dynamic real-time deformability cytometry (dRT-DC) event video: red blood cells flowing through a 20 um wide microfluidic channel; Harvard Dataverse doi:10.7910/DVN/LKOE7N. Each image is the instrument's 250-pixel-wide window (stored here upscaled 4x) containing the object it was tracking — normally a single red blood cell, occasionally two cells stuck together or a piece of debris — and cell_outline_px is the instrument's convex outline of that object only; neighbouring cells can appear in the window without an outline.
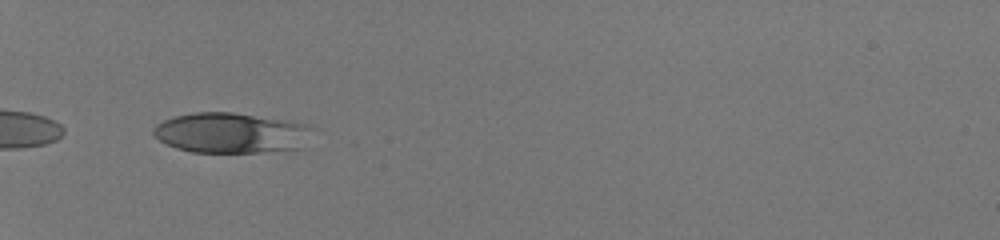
{"species": "human", "species_latin": "Homo sapiens", "temperature_condition": "room temperature", "stored_images_in_passage": 23, "camera_frame_rate_fps": 3000, "um_per_image_px": 0.085, "donor": {"sex": "male"}, "frame": {"image": 1, "passage_image": 1, "time_ms": 0.0, "image_size_px": [1000, 240], "cell_outline_px": [[316, 128], [300, 148], [256, 152], [192, 152], [176, 148], [160, 140], [152, 132], [152, 128], [156, 124], [172, 116], [192, 112], [232, 112], [292, 120], [308, 124]], "centroid_in_image_um": [19.66, 11.27], "position_along_channel_um": 65.3, "area_um2": 37.74}}
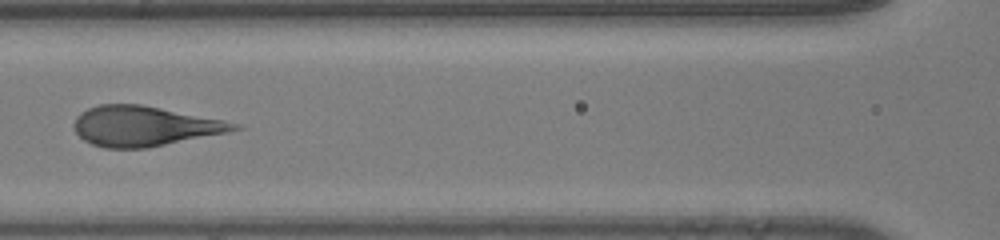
{"frame": {"image": 2, "passage_image": 9, "time_ms": 2.667, "image_size_px": [1000, 240], "cell_outline_px": [[244, 128], [228, 132], [148, 148], [104, 148], [92, 144], [84, 140], [76, 132], [72, 124], [76, 116], [80, 112], [88, 108], [100, 104], [140, 104], [224, 120], [240, 124]], "centroid_in_image_um": [12.25, 10.72], "position_along_channel_um": 154.3, "area_um2": 37.34}}
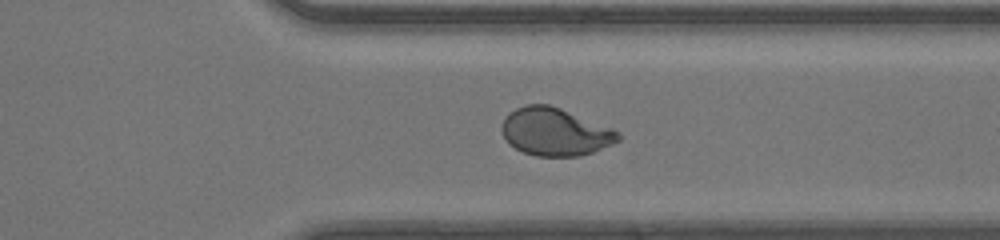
{"frame": {"image": 3, "passage_image": 21, "time_ms": 6.667, "image_size_px": [1000, 240], "cell_outline_px": [[620, 140], [612, 144], [592, 152], [580, 156], [536, 156], [524, 152], [508, 144], [500, 128], [504, 116], [508, 112], [516, 108], [528, 104], [548, 104], [560, 108], [612, 128], [620, 132]], "centroid_in_image_um": [47.15, 11.2], "position_along_channel_um": 364.2, "area_um2": 32.43}}